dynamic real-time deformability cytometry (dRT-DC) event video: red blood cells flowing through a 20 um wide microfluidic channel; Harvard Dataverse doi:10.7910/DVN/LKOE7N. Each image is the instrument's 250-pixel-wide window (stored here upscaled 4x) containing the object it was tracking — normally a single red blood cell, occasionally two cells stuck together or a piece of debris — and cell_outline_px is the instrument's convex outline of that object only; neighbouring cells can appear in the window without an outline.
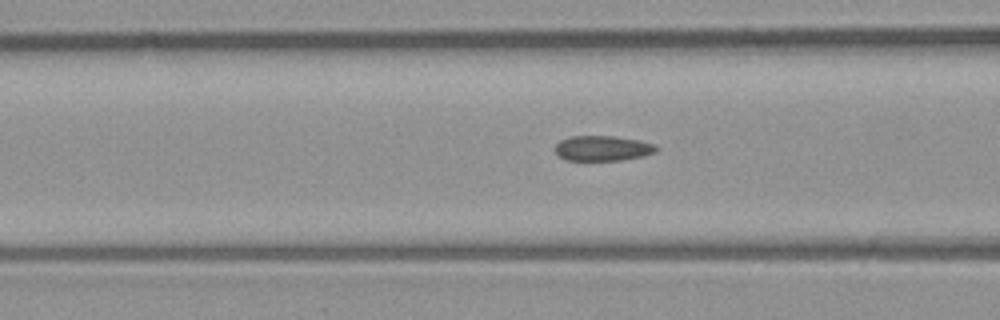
{"species": "common noctule bat (a hibernating species)", "species_latin": "Nyctalus noctula", "temperature_condition": "room temperature", "stored_images_in_passage": 7, "camera_frame_rate_fps": 3000, "um_per_image_px": 0.085, "animal": {"sex": "male", "body_mass_g": 23.1, "forearm_length_mm": 52.7}, "frame": {"image": 1, "passage_image": 6, "time_ms": 1.667, "image_size_px": [1000, 320], "cell_outline_px": [[656, 152], [644, 156], [620, 160], [568, 160], [560, 156], [552, 148], [560, 140], [568, 136], [612, 136], [640, 140], [656, 144]], "centroid_in_image_um": [51.21, 12.59], "position_along_channel_um": 115.4, "area_um2": 14.91}}